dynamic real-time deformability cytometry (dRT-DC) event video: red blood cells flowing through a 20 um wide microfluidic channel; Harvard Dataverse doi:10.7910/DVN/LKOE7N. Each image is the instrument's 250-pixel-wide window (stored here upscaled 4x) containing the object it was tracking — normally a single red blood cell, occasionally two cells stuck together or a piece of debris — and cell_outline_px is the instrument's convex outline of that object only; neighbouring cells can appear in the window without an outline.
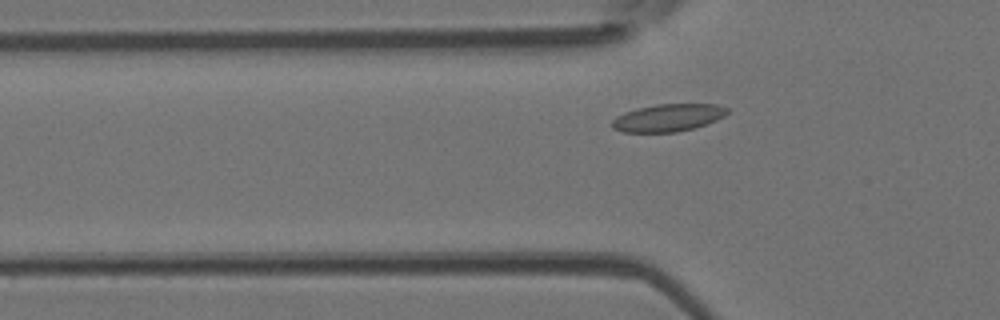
{"species": "Egyptian fruit bat (a non-hibernating species)", "species_latin": "Rousettus aegyptiacus", "temperature_condition": "room temperature", "stored_images_in_passage": 39, "camera_frame_rate_fps": 3000, "um_per_image_px": 0.085, "animal": {"sex": "female"}, "frame": {"image": 1, "passage_image": 8, "time_ms": 2.333, "image_size_px": [1000, 320], "cell_outline_px": [[728, 112], [724, 116], [716, 120], [692, 128], [676, 132], [624, 132], [612, 128], [612, 120], [616, 116], [624, 112], [656, 104], [716, 104], [728, 108]], "centroid_in_image_um": [56.77, 10.0], "position_along_channel_um": 69.0, "area_um2": 18.26}}
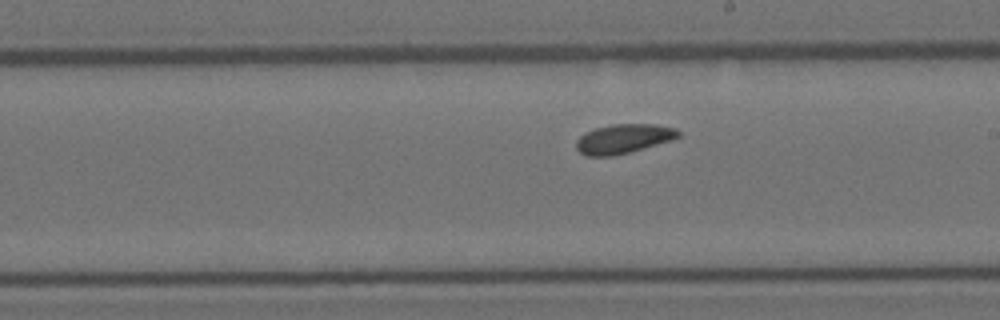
{"frame": {"image": 2, "passage_image": 21, "time_ms": 6.667, "image_size_px": [1000, 320], "cell_outline_px": [[680, 136], [672, 140], [628, 152], [612, 156], [588, 156], [580, 152], [576, 148], [576, 140], [580, 136], [596, 128], [612, 124], [656, 124], [676, 128], [680, 132]], "centroid_in_image_um": [53.01, 11.79], "position_along_channel_um": 236.0, "area_um2": 17.28}}
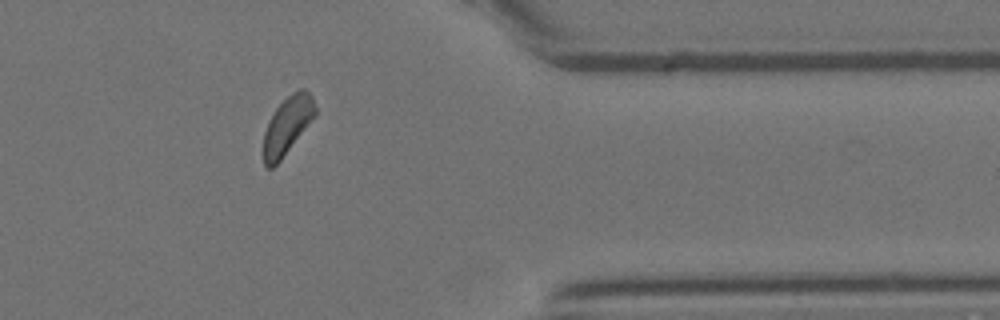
{"frame": {"image": 3, "passage_image": 34, "time_ms": 11.0, "image_size_px": [1000, 320], "cell_outline_px": [[316, 116], [280, 160], [272, 168], [268, 168], [264, 164], [264, 132], [268, 120], [276, 108], [292, 92], [300, 88], [304, 88], [312, 96], [316, 108]], "centroid_in_image_um": [24.44, 10.64], "position_along_channel_um": 387.0, "area_um2": 17.22}}